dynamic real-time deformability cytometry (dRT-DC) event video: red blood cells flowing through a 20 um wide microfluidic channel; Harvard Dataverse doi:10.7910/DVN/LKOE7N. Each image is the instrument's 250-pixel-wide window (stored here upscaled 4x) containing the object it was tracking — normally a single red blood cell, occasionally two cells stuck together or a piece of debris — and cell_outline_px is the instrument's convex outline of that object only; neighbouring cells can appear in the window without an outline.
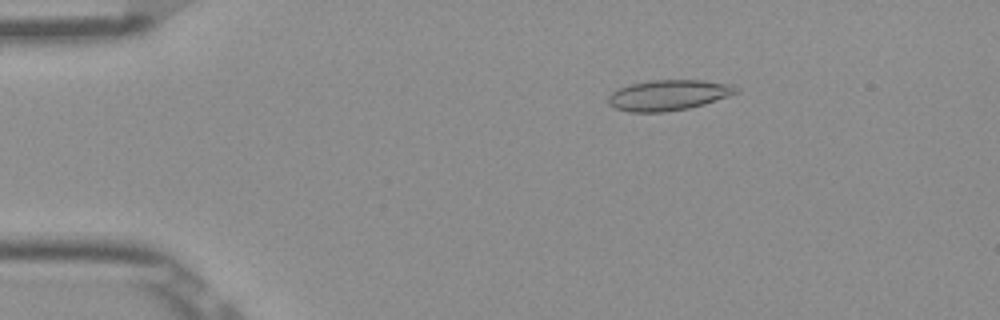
{"species": "Egyptian fruit bat (a non-hibernating species)", "species_latin": "Rousettus aegyptiacus", "temperature_condition": "room temperature", "stored_images_in_passage": 52, "camera_frame_rate_fps": 3000, "um_per_image_px": 0.085, "frame": {"image": 1, "passage_image": 9, "time_ms": 2.667, "image_size_px": [1000, 320], "cell_outline_px": [[740, 92], [704, 104], [688, 108], [664, 112], [628, 112], [616, 108], [608, 104], [608, 96], [612, 92], [620, 88], [632, 84], [652, 80], [704, 80], [732, 84], [740, 88]], "centroid_in_image_um": [56.85, 8.08], "position_along_channel_um": 28.1, "area_um2": 22.77}}
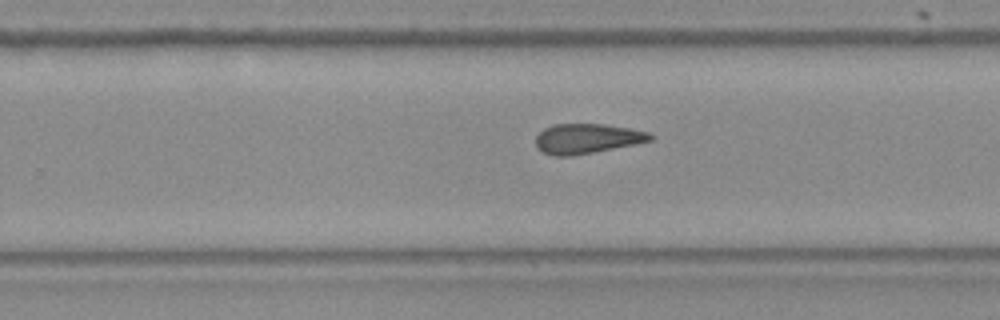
{"frame": {"image": 2, "passage_image": 33, "time_ms": 10.667, "image_size_px": [1000, 320], "cell_outline_px": [[652, 140], [636, 144], [572, 156], [552, 156], [540, 152], [536, 148], [536, 136], [544, 128], [552, 124], [604, 124], [628, 128], [648, 132], [652, 136]], "centroid_in_image_um": [49.84, 11.79], "position_along_channel_um": 280.0, "area_um2": 20.0}}
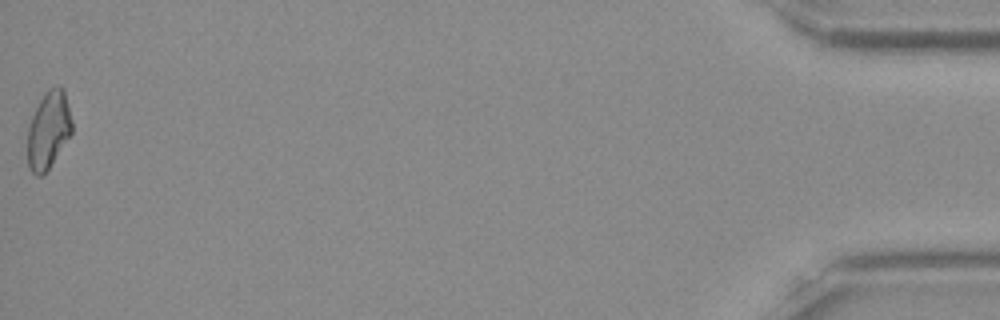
{"frame": {"image": 3, "passage_image": 52, "time_ms": 17.0, "image_size_px": [1000, 320], "cell_outline_px": [[72, 132], [48, 168], [40, 176], [36, 176], [28, 168], [28, 128], [32, 116], [40, 100], [48, 88], [56, 84], [64, 88], [72, 120]], "centroid_in_image_um": [4.12, 11.0], "position_along_channel_um": 431.1, "area_um2": 19.83}, "authors_computed_cell_mechanics": {"area_um2": 20.6924, "velocity_mm_per_s": 3.9167, "shape_relaxation_time_tau1_ms": null, "shape_relaxation_time_tau2_ms": 3.6368, "deformation_change_tau1": null, "deformation_change_tau2": 0.1358}}